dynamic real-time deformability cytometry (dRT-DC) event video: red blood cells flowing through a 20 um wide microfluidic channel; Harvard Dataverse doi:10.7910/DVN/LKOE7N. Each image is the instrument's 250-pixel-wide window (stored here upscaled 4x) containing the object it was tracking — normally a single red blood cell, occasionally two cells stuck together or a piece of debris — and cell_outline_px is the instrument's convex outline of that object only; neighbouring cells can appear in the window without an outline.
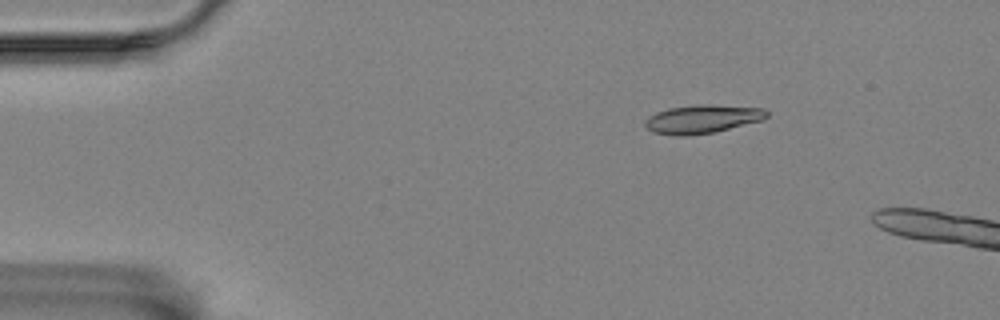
{"species": "Egyptian fruit bat (a non-hibernating species)", "species_latin": "Rousettus aegyptiacus", "temperature_condition": "room temperature", "stored_images_in_passage": 5, "camera_frame_rate_fps": 3000, "um_per_image_px": 0.085, "animal": {"sex": "female"}, "frame": {"image": 1, "passage_image": 1, "time_ms": 0.0, "image_size_px": [1000, 320], "cell_outline_px": [[768, 116], [764, 120], [712, 132], [688, 136], [676, 136], [652, 132], [644, 124], [644, 120], [648, 116], [656, 112], [668, 108], [700, 104], [712, 104], [764, 108], [768, 112]], "centroid_in_image_um": [59.69, 10.11], "position_along_channel_um": 25.3, "area_um2": 20.35}}